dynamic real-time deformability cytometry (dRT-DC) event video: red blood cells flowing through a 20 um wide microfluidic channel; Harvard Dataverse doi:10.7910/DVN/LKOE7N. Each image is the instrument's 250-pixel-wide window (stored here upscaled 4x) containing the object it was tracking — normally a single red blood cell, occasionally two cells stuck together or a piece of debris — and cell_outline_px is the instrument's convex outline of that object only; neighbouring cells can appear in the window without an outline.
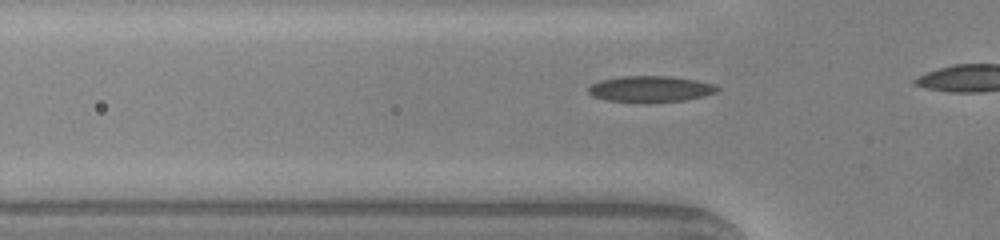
{"species": "common noctule bat (a hibernating species)", "species_latin": "Nyctalus noctula", "temperature_condition": "warm", "stored_images_in_passage": 10, "camera_frame_rate_fps": 3000, "um_per_image_px": 0.085, "animal": {"sex": "male", "body_mass_g": 20.0, "forearm_length_mm": 53.3}, "frame": {"image": 1, "passage_image": 5, "time_ms": 1.333, "image_size_px": [1000, 240], "cell_outline_px": [[720, 88], [716, 92], [704, 96], [684, 100], [608, 100], [592, 96], [588, 92], [588, 88], [592, 84], [600, 80], [620, 76], [668, 76], [696, 80], [712, 84]], "centroid_in_image_um": [55.28, 7.52], "position_along_channel_um": 70.5, "area_um2": 18.79}}
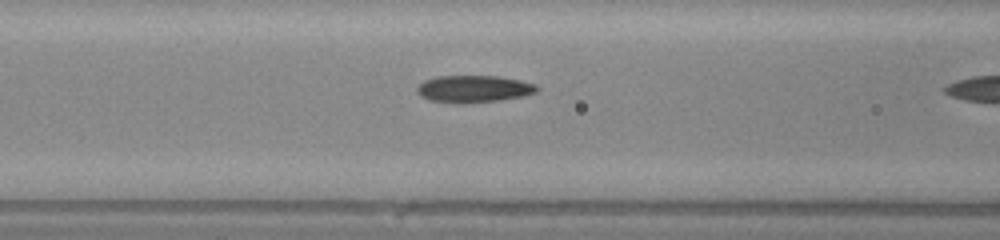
{"frame": {"image": 2, "passage_image": 9, "time_ms": 2.667, "image_size_px": [1000, 240], "cell_outline_px": [[540, 88], [536, 92], [520, 96], [496, 100], [428, 100], [420, 96], [416, 92], [416, 88], [424, 80], [436, 76], [500, 76], [520, 80], [536, 84]], "centroid_in_image_um": [40.28, 7.49], "position_along_channel_um": 126.3, "area_um2": 17.98}}